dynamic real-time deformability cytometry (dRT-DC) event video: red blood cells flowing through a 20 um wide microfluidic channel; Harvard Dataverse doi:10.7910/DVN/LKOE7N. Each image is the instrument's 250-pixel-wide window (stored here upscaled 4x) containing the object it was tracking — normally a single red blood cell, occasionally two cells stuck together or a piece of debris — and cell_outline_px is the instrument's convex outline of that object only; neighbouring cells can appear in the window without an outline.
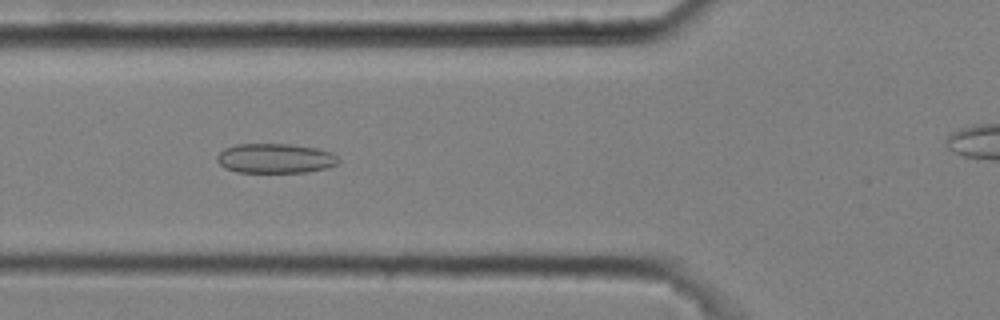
{"species": "common noctule bat (a hibernating species)", "species_latin": "Nyctalus noctula", "temperature_condition": "cold", "stored_images_in_passage": 49, "camera_frame_rate_fps": 3000, "um_per_image_px": 0.085, "animal": {"sex": "male", "body_mass_g": 20.4}, "frame": {"image": 1, "passage_image": 20, "time_ms": 6.333, "image_size_px": [1000, 320], "cell_outline_px": [[340, 160], [336, 164], [328, 168], [304, 172], [236, 172], [224, 168], [216, 160], [216, 156], [224, 148], [236, 144], [292, 144], [316, 148], [332, 152]], "centroid_in_image_um": [23.38, 13.46], "position_along_channel_um": 102.4, "area_um2": 21.1}}
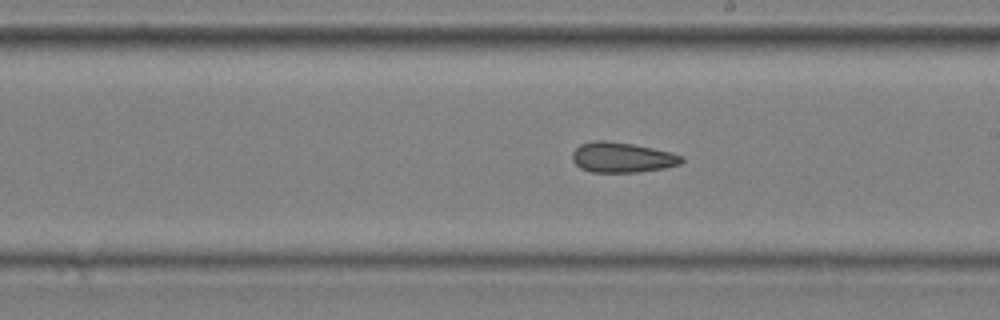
{"frame": {"image": 2, "passage_image": 31, "time_ms": 10.0, "image_size_px": [1000, 320], "cell_outline_px": [[684, 160], [680, 164], [664, 168], [640, 172], [592, 172], [580, 168], [572, 160], [572, 152], [580, 144], [592, 140], [608, 140], [632, 144], [672, 152], [684, 156]], "centroid_in_image_um": [52.88, 13.37], "position_along_channel_um": 236.1, "area_um2": 19.42}}
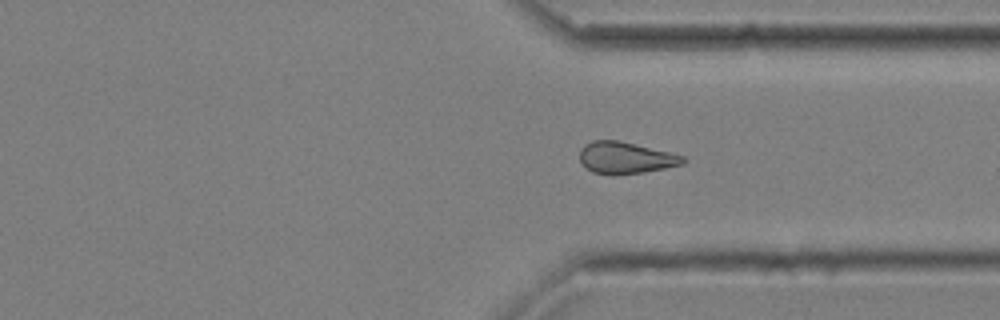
{"frame": {"image": 3, "passage_image": 41, "time_ms": 13.333, "image_size_px": [1000, 320], "cell_outline_px": [[688, 160], [684, 164], [644, 172], [616, 176], [612, 176], [592, 172], [580, 160], [580, 148], [584, 144], [592, 140], [620, 140], [684, 156]], "centroid_in_image_um": [53.17, 13.42], "position_along_channel_um": 358.2, "area_um2": 19.31}, "authors_computed_cell_mechanics": {"area_um2": 19.5364, "velocity_mm_per_s": 3.6417, "shape_relaxation_time_tau1_ms": null, "shape_relaxation_time_tau2_ms": 6.3907, "deformation_change_tau1": null, "deformation_change_tau2": 0.1556}}